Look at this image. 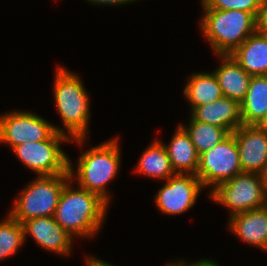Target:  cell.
I'll return each instance as SVG.
<instances>
[{
	"instance_id": "obj_6",
	"label": "cell",
	"mask_w": 267,
	"mask_h": 266,
	"mask_svg": "<svg viewBox=\"0 0 267 266\" xmlns=\"http://www.w3.org/2000/svg\"><path fill=\"white\" fill-rule=\"evenodd\" d=\"M70 141L67 135L55 131L47 140L25 142L12 150L29 169L38 176H55L69 173V158L60 147L62 142Z\"/></svg>"
},
{
	"instance_id": "obj_22",
	"label": "cell",
	"mask_w": 267,
	"mask_h": 266,
	"mask_svg": "<svg viewBox=\"0 0 267 266\" xmlns=\"http://www.w3.org/2000/svg\"><path fill=\"white\" fill-rule=\"evenodd\" d=\"M25 241L23 225L10 215L0 222V260L15 254Z\"/></svg>"
},
{
	"instance_id": "obj_12",
	"label": "cell",
	"mask_w": 267,
	"mask_h": 266,
	"mask_svg": "<svg viewBox=\"0 0 267 266\" xmlns=\"http://www.w3.org/2000/svg\"><path fill=\"white\" fill-rule=\"evenodd\" d=\"M25 240L30 234L45 250L59 255H69L71 252L72 237L56 221L54 216L31 218L22 223Z\"/></svg>"
},
{
	"instance_id": "obj_8",
	"label": "cell",
	"mask_w": 267,
	"mask_h": 266,
	"mask_svg": "<svg viewBox=\"0 0 267 266\" xmlns=\"http://www.w3.org/2000/svg\"><path fill=\"white\" fill-rule=\"evenodd\" d=\"M241 173L243 171L239 150L233 133L199 156L196 176L203 187L213 186L212 190H214L219 184Z\"/></svg>"
},
{
	"instance_id": "obj_16",
	"label": "cell",
	"mask_w": 267,
	"mask_h": 266,
	"mask_svg": "<svg viewBox=\"0 0 267 266\" xmlns=\"http://www.w3.org/2000/svg\"><path fill=\"white\" fill-rule=\"evenodd\" d=\"M230 55L249 75H267V34L256 31Z\"/></svg>"
},
{
	"instance_id": "obj_29",
	"label": "cell",
	"mask_w": 267,
	"mask_h": 266,
	"mask_svg": "<svg viewBox=\"0 0 267 266\" xmlns=\"http://www.w3.org/2000/svg\"><path fill=\"white\" fill-rule=\"evenodd\" d=\"M257 125L267 135V115Z\"/></svg>"
},
{
	"instance_id": "obj_19",
	"label": "cell",
	"mask_w": 267,
	"mask_h": 266,
	"mask_svg": "<svg viewBox=\"0 0 267 266\" xmlns=\"http://www.w3.org/2000/svg\"><path fill=\"white\" fill-rule=\"evenodd\" d=\"M185 86L184 95L191 103L193 111L197 106L212 103L221 97L223 93L214 73H194Z\"/></svg>"
},
{
	"instance_id": "obj_27",
	"label": "cell",
	"mask_w": 267,
	"mask_h": 266,
	"mask_svg": "<svg viewBox=\"0 0 267 266\" xmlns=\"http://www.w3.org/2000/svg\"><path fill=\"white\" fill-rule=\"evenodd\" d=\"M86 266H113L112 264H109L108 262H104L100 259L90 258L86 257Z\"/></svg>"
},
{
	"instance_id": "obj_14",
	"label": "cell",
	"mask_w": 267,
	"mask_h": 266,
	"mask_svg": "<svg viewBox=\"0 0 267 266\" xmlns=\"http://www.w3.org/2000/svg\"><path fill=\"white\" fill-rule=\"evenodd\" d=\"M228 228L245 243L267 251V206L232 215Z\"/></svg>"
},
{
	"instance_id": "obj_5",
	"label": "cell",
	"mask_w": 267,
	"mask_h": 266,
	"mask_svg": "<svg viewBox=\"0 0 267 266\" xmlns=\"http://www.w3.org/2000/svg\"><path fill=\"white\" fill-rule=\"evenodd\" d=\"M81 153L76 171L78 187L98 194L109 203L110 195L105 186L117 175L121 164L118 138Z\"/></svg>"
},
{
	"instance_id": "obj_21",
	"label": "cell",
	"mask_w": 267,
	"mask_h": 266,
	"mask_svg": "<svg viewBox=\"0 0 267 266\" xmlns=\"http://www.w3.org/2000/svg\"><path fill=\"white\" fill-rule=\"evenodd\" d=\"M180 125L189 134L199 155L211 150L230 134L224 128L197 121L192 116L189 126L184 127L182 124Z\"/></svg>"
},
{
	"instance_id": "obj_24",
	"label": "cell",
	"mask_w": 267,
	"mask_h": 266,
	"mask_svg": "<svg viewBox=\"0 0 267 266\" xmlns=\"http://www.w3.org/2000/svg\"><path fill=\"white\" fill-rule=\"evenodd\" d=\"M257 31L267 34V0H262L257 16Z\"/></svg>"
},
{
	"instance_id": "obj_28",
	"label": "cell",
	"mask_w": 267,
	"mask_h": 266,
	"mask_svg": "<svg viewBox=\"0 0 267 266\" xmlns=\"http://www.w3.org/2000/svg\"><path fill=\"white\" fill-rule=\"evenodd\" d=\"M260 177H261V180H262V184H263L265 195L267 197V165L265 166V168L260 173Z\"/></svg>"
},
{
	"instance_id": "obj_25",
	"label": "cell",
	"mask_w": 267,
	"mask_h": 266,
	"mask_svg": "<svg viewBox=\"0 0 267 266\" xmlns=\"http://www.w3.org/2000/svg\"><path fill=\"white\" fill-rule=\"evenodd\" d=\"M171 264L173 266H219L214 261L208 260V259H202V260H199L198 262L193 263V264H187L183 260H181V261L177 260V263L172 262Z\"/></svg>"
},
{
	"instance_id": "obj_18",
	"label": "cell",
	"mask_w": 267,
	"mask_h": 266,
	"mask_svg": "<svg viewBox=\"0 0 267 266\" xmlns=\"http://www.w3.org/2000/svg\"><path fill=\"white\" fill-rule=\"evenodd\" d=\"M240 107L244 125H257L267 115V75L251 77Z\"/></svg>"
},
{
	"instance_id": "obj_3",
	"label": "cell",
	"mask_w": 267,
	"mask_h": 266,
	"mask_svg": "<svg viewBox=\"0 0 267 266\" xmlns=\"http://www.w3.org/2000/svg\"><path fill=\"white\" fill-rule=\"evenodd\" d=\"M203 10L201 31L217 56L232 54L257 31V18L252 13L234 9Z\"/></svg>"
},
{
	"instance_id": "obj_1",
	"label": "cell",
	"mask_w": 267,
	"mask_h": 266,
	"mask_svg": "<svg viewBox=\"0 0 267 266\" xmlns=\"http://www.w3.org/2000/svg\"><path fill=\"white\" fill-rule=\"evenodd\" d=\"M69 183L59 198L55 221L72 237H92L101 228L109 205L98 194L80 187L74 190Z\"/></svg>"
},
{
	"instance_id": "obj_7",
	"label": "cell",
	"mask_w": 267,
	"mask_h": 266,
	"mask_svg": "<svg viewBox=\"0 0 267 266\" xmlns=\"http://www.w3.org/2000/svg\"><path fill=\"white\" fill-rule=\"evenodd\" d=\"M210 197L230 209V217L236 213L267 206L260 174L241 173L219 184Z\"/></svg>"
},
{
	"instance_id": "obj_9",
	"label": "cell",
	"mask_w": 267,
	"mask_h": 266,
	"mask_svg": "<svg viewBox=\"0 0 267 266\" xmlns=\"http://www.w3.org/2000/svg\"><path fill=\"white\" fill-rule=\"evenodd\" d=\"M55 131L67 135L64 129L28 111H14L0 116V143L11 149L25 142L47 140Z\"/></svg>"
},
{
	"instance_id": "obj_10",
	"label": "cell",
	"mask_w": 267,
	"mask_h": 266,
	"mask_svg": "<svg viewBox=\"0 0 267 266\" xmlns=\"http://www.w3.org/2000/svg\"><path fill=\"white\" fill-rule=\"evenodd\" d=\"M203 188L196 175L176 173L166 180V184L156 194V206L162 213H183L193 207Z\"/></svg>"
},
{
	"instance_id": "obj_4",
	"label": "cell",
	"mask_w": 267,
	"mask_h": 266,
	"mask_svg": "<svg viewBox=\"0 0 267 266\" xmlns=\"http://www.w3.org/2000/svg\"><path fill=\"white\" fill-rule=\"evenodd\" d=\"M71 163L69 160L70 174L38 176L31 181L8 214L21 224L31 218L54 216L64 186L75 176Z\"/></svg>"
},
{
	"instance_id": "obj_2",
	"label": "cell",
	"mask_w": 267,
	"mask_h": 266,
	"mask_svg": "<svg viewBox=\"0 0 267 266\" xmlns=\"http://www.w3.org/2000/svg\"><path fill=\"white\" fill-rule=\"evenodd\" d=\"M57 67L54 81L56 108L70 140L82 146L90 117L89 97L79 76Z\"/></svg>"
},
{
	"instance_id": "obj_13",
	"label": "cell",
	"mask_w": 267,
	"mask_h": 266,
	"mask_svg": "<svg viewBox=\"0 0 267 266\" xmlns=\"http://www.w3.org/2000/svg\"><path fill=\"white\" fill-rule=\"evenodd\" d=\"M191 116L200 122L212 124L233 133L243 124L240 103L228 97L197 106Z\"/></svg>"
},
{
	"instance_id": "obj_11",
	"label": "cell",
	"mask_w": 267,
	"mask_h": 266,
	"mask_svg": "<svg viewBox=\"0 0 267 266\" xmlns=\"http://www.w3.org/2000/svg\"><path fill=\"white\" fill-rule=\"evenodd\" d=\"M244 173L260 174L267 165V135L258 125L242 124L234 132Z\"/></svg>"
},
{
	"instance_id": "obj_26",
	"label": "cell",
	"mask_w": 267,
	"mask_h": 266,
	"mask_svg": "<svg viewBox=\"0 0 267 266\" xmlns=\"http://www.w3.org/2000/svg\"><path fill=\"white\" fill-rule=\"evenodd\" d=\"M90 3H95V4H105V5H121V4H126V3H130V2H134L136 0H87Z\"/></svg>"
},
{
	"instance_id": "obj_20",
	"label": "cell",
	"mask_w": 267,
	"mask_h": 266,
	"mask_svg": "<svg viewBox=\"0 0 267 266\" xmlns=\"http://www.w3.org/2000/svg\"><path fill=\"white\" fill-rule=\"evenodd\" d=\"M135 171L161 180L176 174L164 144L158 139L145 149Z\"/></svg>"
},
{
	"instance_id": "obj_15",
	"label": "cell",
	"mask_w": 267,
	"mask_h": 266,
	"mask_svg": "<svg viewBox=\"0 0 267 266\" xmlns=\"http://www.w3.org/2000/svg\"><path fill=\"white\" fill-rule=\"evenodd\" d=\"M221 65L213 72L221 87L223 96L241 103L248 91L249 75L231 55H219Z\"/></svg>"
},
{
	"instance_id": "obj_17",
	"label": "cell",
	"mask_w": 267,
	"mask_h": 266,
	"mask_svg": "<svg viewBox=\"0 0 267 266\" xmlns=\"http://www.w3.org/2000/svg\"><path fill=\"white\" fill-rule=\"evenodd\" d=\"M177 127L169 145H164L172 168L175 173L196 175L200 155L186 130L180 124Z\"/></svg>"
},
{
	"instance_id": "obj_23",
	"label": "cell",
	"mask_w": 267,
	"mask_h": 266,
	"mask_svg": "<svg viewBox=\"0 0 267 266\" xmlns=\"http://www.w3.org/2000/svg\"><path fill=\"white\" fill-rule=\"evenodd\" d=\"M262 0H201L203 9L241 10L252 13L256 18Z\"/></svg>"
}]
</instances>
